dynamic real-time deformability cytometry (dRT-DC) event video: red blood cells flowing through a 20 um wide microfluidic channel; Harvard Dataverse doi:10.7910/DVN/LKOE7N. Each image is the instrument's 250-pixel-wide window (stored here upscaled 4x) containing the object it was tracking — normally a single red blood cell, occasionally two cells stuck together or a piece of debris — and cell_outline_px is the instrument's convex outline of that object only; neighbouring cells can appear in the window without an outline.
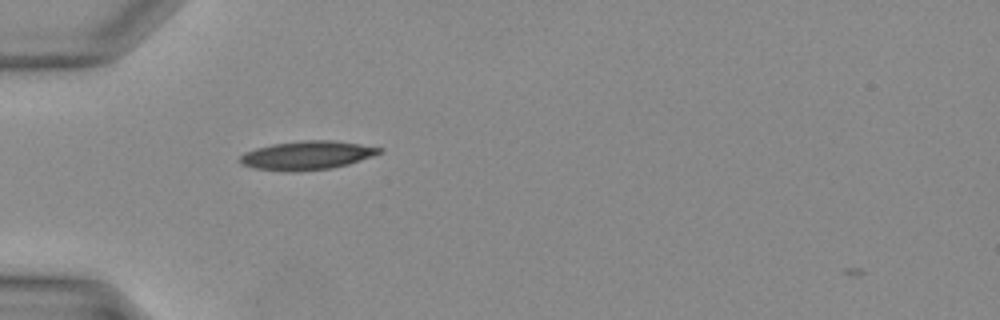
{"species": "Egyptian fruit bat (a non-hibernating species)", "species_latin": "Rousettus aegyptiacus", "temperature_condition": "warm", "stored_images_in_passage": 3, "camera_frame_rate_fps": 3000, "um_per_image_px": 0.085, "animal": {"sex": "female"}, "frame": {"image": 1, "passage_image": 2, "time_ms": 0.333, "image_size_px": [1000, 320], "cell_outline_px": [[384, 152], [348, 164], [332, 168], [296, 172], [292, 172], [252, 168], [244, 164], [240, 160], [240, 156], [244, 152], [256, 148], [272, 144], [304, 140], [332, 140], [384, 148]], "centroid_in_image_um": [26.11, 13.21], "position_along_channel_um": 58.9, "area_um2": 23.29}}